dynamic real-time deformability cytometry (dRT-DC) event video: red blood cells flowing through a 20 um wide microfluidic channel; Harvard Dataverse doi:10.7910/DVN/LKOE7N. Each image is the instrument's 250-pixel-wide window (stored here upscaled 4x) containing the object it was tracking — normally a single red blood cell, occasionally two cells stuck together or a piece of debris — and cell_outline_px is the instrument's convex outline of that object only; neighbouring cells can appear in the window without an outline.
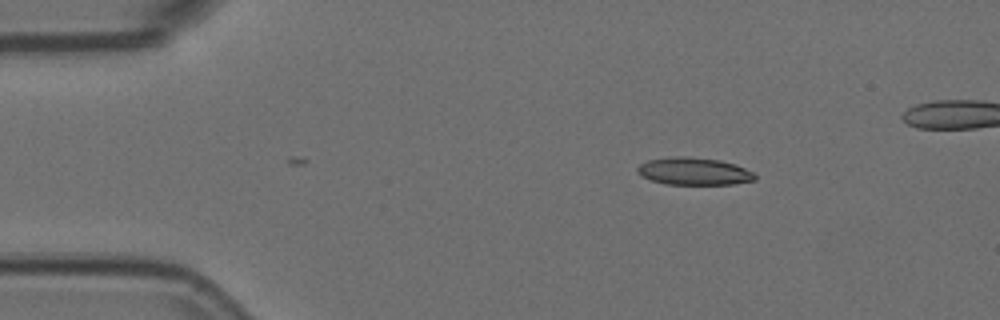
{"species": "Egyptian fruit bat (a non-hibernating species)", "species_latin": "Rousettus aegyptiacus", "temperature_condition": "room temperature", "stored_images_in_passage": 6, "camera_frame_rate_fps": 3000, "um_per_image_px": 0.085, "animal": {"sex": "female"}, "frame": {"image": 1, "passage_image": 3, "time_ms": 0.667, "image_size_px": [1000, 320], "cell_outline_px": [[756, 180], [732, 184], [664, 184], [640, 176], [636, 172], [636, 168], [640, 164], [648, 160], [676, 156], [688, 156], [720, 160], [736, 164], [752, 172], [756, 176]], "centroid_in_image_um": [58.96, 14.56], "position_along_channel_um": 26.0, "area_um2": 18.84}}